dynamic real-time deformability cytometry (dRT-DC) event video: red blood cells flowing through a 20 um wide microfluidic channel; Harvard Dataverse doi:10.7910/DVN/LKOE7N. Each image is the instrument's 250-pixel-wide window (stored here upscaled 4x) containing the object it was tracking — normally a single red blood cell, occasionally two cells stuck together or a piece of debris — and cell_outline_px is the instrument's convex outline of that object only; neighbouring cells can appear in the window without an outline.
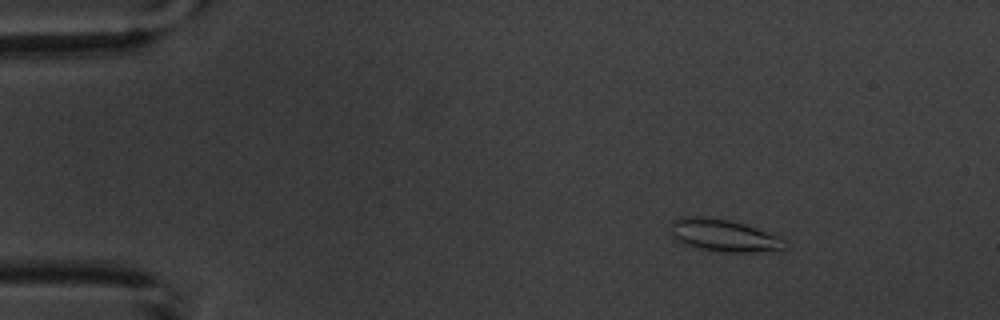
{"species": "common noctule bat (a hibernating species)", "species_latin": "Nyctalus noctula", "temperature_condition": "warm", "stored_images_in_passage": 5, "camera_frame_rate_fps": 3000, "um_per_image_px": 0.085, "animal": {"sex": "male", "body_mass_g": 20.1, "forearm_length_mm": 53.5}, "frame": {"image": 1, "passage_image": 5, "time_ms": 6.0, "image_size_px": [1000, 320], "cell_outline_px": [[788, 244], [780, 252], [724, 252], [700, 248], [684, 244], [672, 240], [672, 220], [680, 216], [704, 216], [728, 220], [744, 224], [756, 228], [776, 236], [784, 240]], "centroid_in_image_um": [61.52, 20.02], "position_along_channel_um": 23.5, "area_um2": 21.68}}